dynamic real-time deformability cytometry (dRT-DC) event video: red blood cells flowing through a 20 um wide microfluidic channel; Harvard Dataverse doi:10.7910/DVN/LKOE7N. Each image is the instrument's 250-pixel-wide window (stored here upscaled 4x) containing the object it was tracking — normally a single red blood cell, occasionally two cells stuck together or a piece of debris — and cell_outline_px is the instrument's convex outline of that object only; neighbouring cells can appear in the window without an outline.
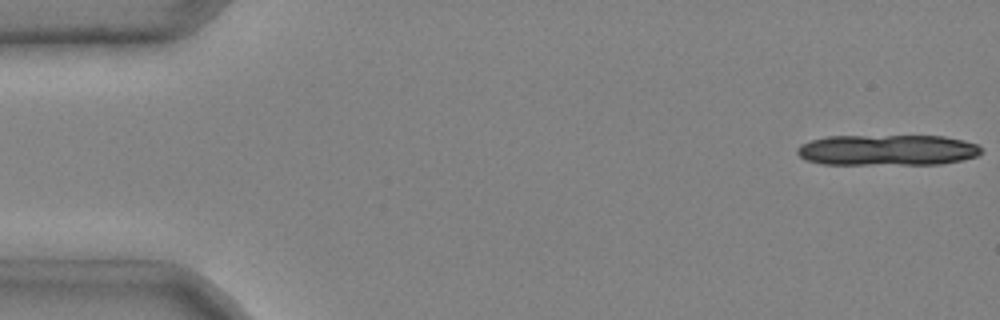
{"species": "common noctule bat (a hibernating species)", "species_latin": "Nyctalus noctula", "temperature_condition": "cold", "stored_images_in_passage": 6, "segment_of_instrument_passage": [2, 2], "camera_frame_rate_fps": 3000, "um_per_image_px": 0.085, "animal": {"sex": "male", "body_mass_g": 20.4}, "frame": {"image": 1, "passage_image": 6, "time_ms": 1.667, "image_size_px": [1000, 320], "cell_outline_px": [[984, 152], [976, 156], [960, 160], [940, 164], [820, 164], [804, 160], [796, 152], [796, 148], [800, 144], [812, 140], [828, 136], [944, 136], [964, 140], [976, 144]], "centroid_in_image_um": [75.39, 12.76], "position_along_channel_um": 9.6, "area_um2": 33.23}}